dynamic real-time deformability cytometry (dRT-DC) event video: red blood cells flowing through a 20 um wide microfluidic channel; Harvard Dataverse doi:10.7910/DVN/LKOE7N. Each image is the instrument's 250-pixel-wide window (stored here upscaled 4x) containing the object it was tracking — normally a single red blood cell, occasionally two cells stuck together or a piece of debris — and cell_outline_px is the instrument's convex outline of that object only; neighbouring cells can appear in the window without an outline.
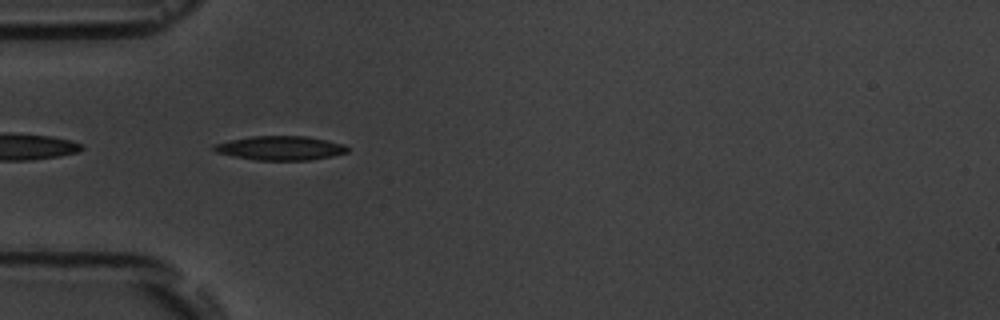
{"species": "common noctule bat (a hibernating species)", "species_latin": "Nyctalus noctula", "temperature_condition": "room temperature", "stored_images_in_passage": 2, "camera_frame_rate_fps": 3000, "um_per_image_px": 0.085, "animal": {"sex": "male", "body_mass_g": 19.5, "forearm_length_mm": 54.6}, "frame": {"image": 1, "passage_image": 1, "time_ms": 0.0, "image_size_px": [1000, 320], "cell_outline_px": [[348, 152], [332, 156], [308, 160], [256, 160], [232, 156], [216, 152], [212, 148], [216, 144], [228, 140], [252, 136], [308, 136], [344, 144], [348, 148]], "centroid_in_image_um": [23.83, 12.58], "position_along_channel_um": 61.2, "area_um2": 18.73}}